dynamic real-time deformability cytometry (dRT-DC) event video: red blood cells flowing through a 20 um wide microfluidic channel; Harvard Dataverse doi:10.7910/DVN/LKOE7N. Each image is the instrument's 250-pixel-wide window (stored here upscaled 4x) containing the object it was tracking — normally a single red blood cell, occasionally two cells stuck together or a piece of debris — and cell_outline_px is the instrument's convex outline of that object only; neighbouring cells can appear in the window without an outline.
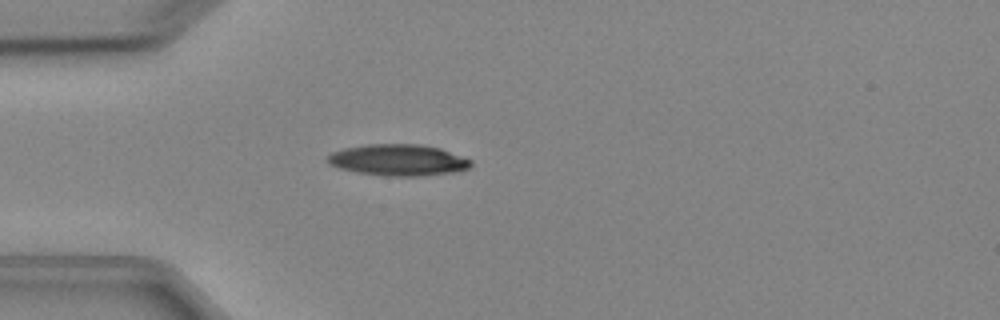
{"species": "Egyptian fruit bat (a non-hibernating species)", "species_latin": "Rousettus aegyptiacus", "temperature_condition": "cold", "stored_images_in_passage": 1, "camera_frame_rate_fps": 3000, "um_per_image_px": 0.085, "animal": {"sex": "female"}, "frame": {"image": 1, "passage_image": 1, "time_ms": 0.0, "image_size_px": [1000, 320], "cell_outline_px": [[472, 164], [468, 168], [452, 172], [420, 176], [388, 176], [356, 172], [340, 168], [328, 164], [328, 156], [332, 152], [344, 148], [368, 144], [420, 144], [440, 148], [472, 160]], "centroid_in_image_um": [33.84, 13.6], "position_along_channel_um": 51.2, "area_um2": 26.07}}